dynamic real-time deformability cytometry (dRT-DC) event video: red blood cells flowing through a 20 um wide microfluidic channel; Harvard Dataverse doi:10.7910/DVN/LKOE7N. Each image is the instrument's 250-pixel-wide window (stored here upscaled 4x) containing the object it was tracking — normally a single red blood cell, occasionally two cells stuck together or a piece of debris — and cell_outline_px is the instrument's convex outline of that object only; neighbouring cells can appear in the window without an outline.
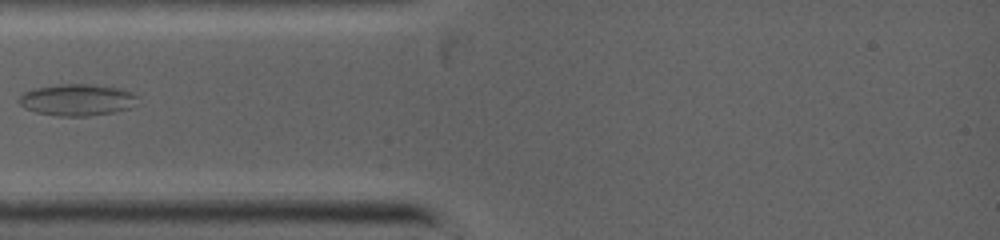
{"species": "common noctule bat (a hibernating species)", "species_latin": "Nyctalus noctula", "temperature_condition": "warm", "stored_images_in_passage": 15, "camera_frame_rate_fps": 5000, "um_per_image_px": 0.085, "animal": {"sex": "female", "body_mass_g": 19.0, "forearm_length_mm": 53.3}, "frame": {"image": 1, "passage_image": 2, "time_ms": 1.0, "image_size_px": [1000, 240], "cell_outline_px": [[136, 96], [128, 108], [112, 112], [88, 116], [56, 116], [36, 112], [24, 108], [20, 104], [20, 96], [24, 92], [36, 88], [64, 84], [88, 84], [120, 88], [132, 92]], "centroid_in_image_um": [6.5, 8.49], "position_along_channel_um": 78.5, "area_um2": 21.39}}
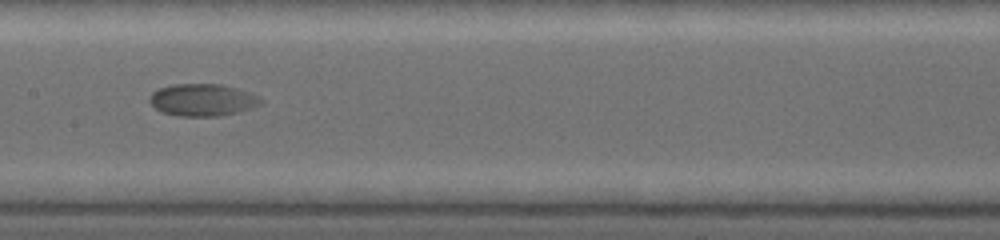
{"frame": {"image": 2, "passage_image": 5, "time_ms": 3.4, "image_size_px": [1000, 240], "cell_outline_px": [[264, 100], [260, 104], [252, 108], [240, 112], [220, 116], [176, 116], [160, 112], [148, 100], [148, 96], [152, 92], [160, 88], [176, 84], [220, 84], [236, 88], [256, 96]], "centroid_in_image_um": [17.18, 8.51], "position_along_channel_um": 190.2, "area_um2": 20.87}}
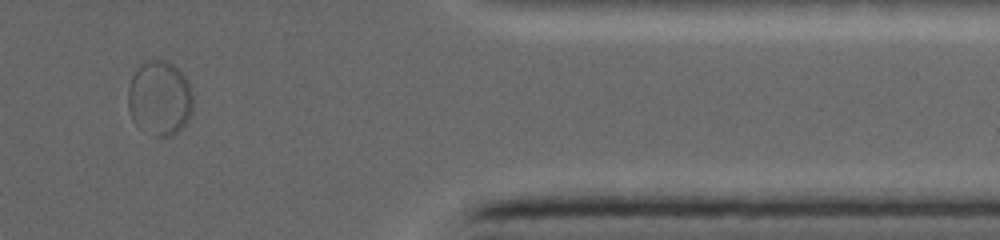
{"frame": {"image": 3, "passage_image": 11, "time_ms": 8.4, "image_size_px": [1000, 240], "cell_outline_px": [[192, 112], [188, 120], [172, 136], [152, 136], [136, 124], [132, 120], [128, 108], [128, 88], [132, 76], [136, 68], [144, 60], [164, 60], [172, 64], [184, 76], [192, 92]], "centroid_in_image_um": [13.54, 8.34], "position_along_channel_um": 397.9, "area_um2": 28.32}}